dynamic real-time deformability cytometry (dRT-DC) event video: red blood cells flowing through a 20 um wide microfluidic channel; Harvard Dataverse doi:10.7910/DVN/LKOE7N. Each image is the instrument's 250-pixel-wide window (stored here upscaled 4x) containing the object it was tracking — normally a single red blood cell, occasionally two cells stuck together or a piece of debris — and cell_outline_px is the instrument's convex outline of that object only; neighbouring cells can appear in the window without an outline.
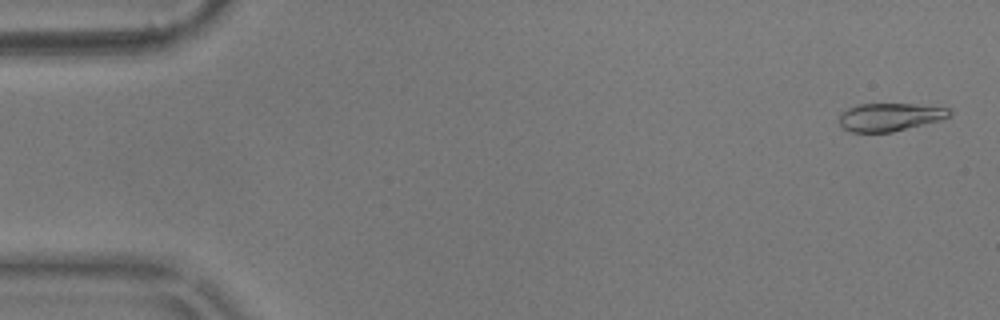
{"species": "common noctule bat (a hibernating species)", "species_latin": "Nyctalus noctula", "temperature_condition": "warm", "stored_images_in_passage": 56, "camera_frame_rate_fps": 3000, "um_per_image_px": 0.085, "animal": {"sex": "male", "body_mass_g": 17.9}, "frame": {"image": 1, "passage_image": 2, "time_ms": 0.333, "image_size_px": [1000, 320], "cell_outline_px": [[952, 112], [948, 116], [940, 120], [892, 132], [848, 132], [840, 124], [840, 112], [856, 104], [916, 104], [948, 108]], "centroid_in_image_um": [75.6, 9.94], "position_along_channel_um": 9.4, "area_um2": 17.92}}
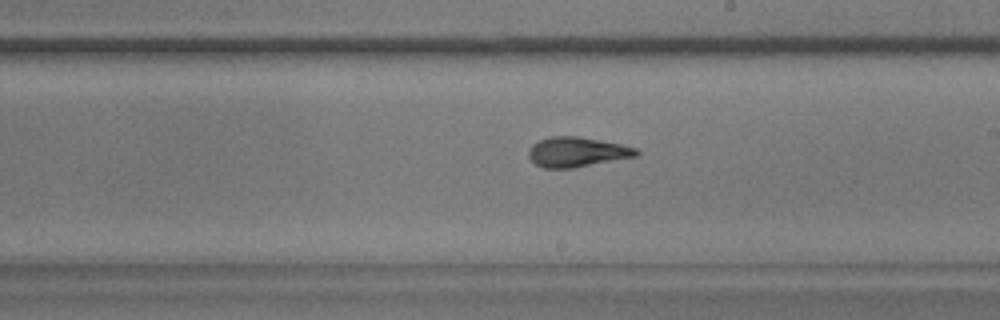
{"frame": {"image": 2, "passage_image": 32, "time_ms": 10.333, "image_size_px": [1000, 320], "cell_outline_px": [[640, 152], [636, 156], [572, 168], [544, 168], [536, 164], [528, 156], [528, 148], [532, 144], [540, 140], [552, 136], [580, 136], [620, 144], [636, 148]], "centroid_in_image_um": [49.01, 12.91], "position_along_channel_um": 240.0, "area_um2": 18.61}}
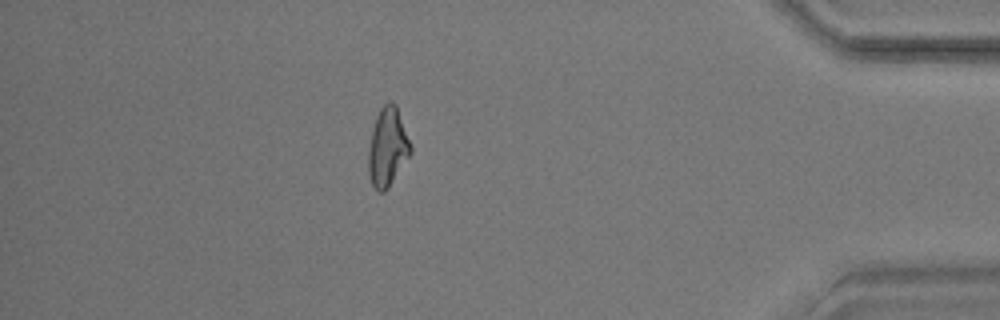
{"frame": {"image": 3, "passage_image": 49, "time_ms": 16.0, "image_size_px": [1000, 320], "cell_outline_px": [[412, 152], [388, 188], [384, 192], [380, 192], [372, 184], [368, 172], [368, 152], [372, 128], [376, 116], [380, 108], [388, 100], [396, 104], [412, 148]], "centroid_in_image_um": [32.94, 12.49], "position_along_channel_um": 402.3, "area_um2": 19.25}}